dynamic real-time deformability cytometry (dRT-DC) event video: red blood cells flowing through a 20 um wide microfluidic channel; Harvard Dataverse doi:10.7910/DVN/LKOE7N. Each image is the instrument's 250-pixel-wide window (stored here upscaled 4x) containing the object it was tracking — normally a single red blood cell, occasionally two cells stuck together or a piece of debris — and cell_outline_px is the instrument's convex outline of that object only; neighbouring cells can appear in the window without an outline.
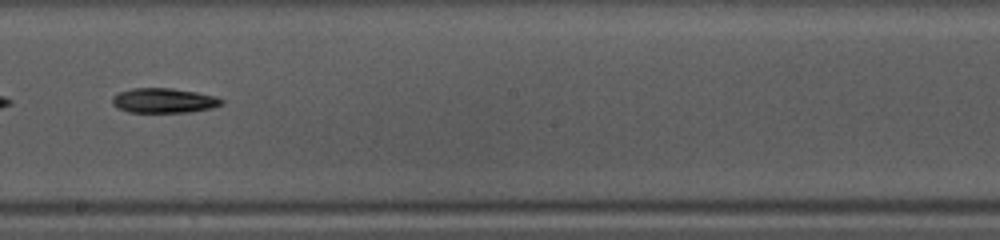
{"species": "common noctule bat (a hibernating species)", "species_latin": "Nyctalus noctula", "temperature_condition": "warm", "stored_images_in_passage": 35, "camera_frame_rate_fps": 3000, "um_per_image_px": 0.085, "animal": {"sex": "female", "body_mass_g": 10.0, "forearm_length_mm": 53.1}, "frame": {"image": 1, "passage_image": 16, "time_ms": 5.0, "image_size_px": [1000, 240], "cell_outline_px": [[224, 104], [212, 108], [192, 112], [128, 112], [116, 108], [112, 104], [112, 96], [120, 92], [132, 88], [172, 88], [196, 92], [216, 96], [224, 100]], "centroid_in_image_um": [13.94, 8.55], "position_along_channel_um": 234.3, "area_um2": 15.95}, "authors_computed_cell_mechanics": {"area_um2": 16.184, "velocity_mm_per_s": 4.1693, "shape_relaxation_time_tau1_ms": 2.5415, "shape_relaxation_time_tau2_ms": null, "deformation_change_tau1": 0.1236, "deformation_change_tau2": null}}